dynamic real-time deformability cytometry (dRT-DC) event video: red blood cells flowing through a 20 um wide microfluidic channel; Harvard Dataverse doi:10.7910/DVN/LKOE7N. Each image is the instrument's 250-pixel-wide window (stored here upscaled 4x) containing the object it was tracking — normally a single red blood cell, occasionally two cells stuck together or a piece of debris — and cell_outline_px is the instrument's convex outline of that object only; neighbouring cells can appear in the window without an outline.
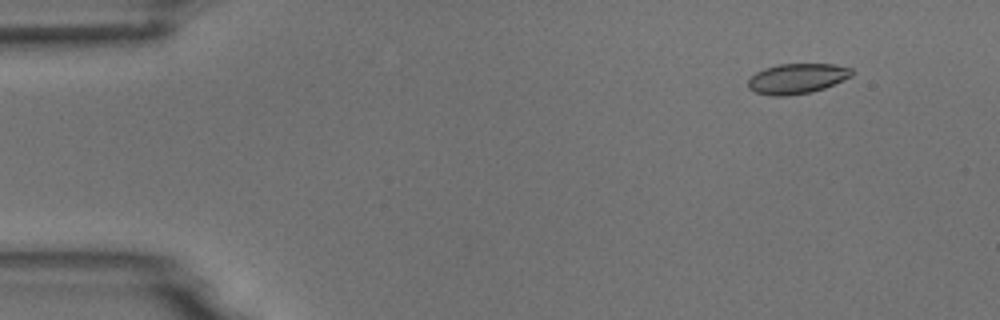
{"species": "common noctule bat (a hibernating species)", "species_latin": "Nyctalus noctula", "temperature_condition": "room temperature", "stored_images_in_passage": 6, "segment_of_instrument_passage": [2, 2], "camera_frame_rate_fps": 3000, "um_per_image_px": 0.085, "animal": {"sex": "male", "body_mass_g": 18.8}, "frame": {"image": 1, "passage_image": 6, "time_ms": 5.667, "image_size_px": [1000, 320], "cell_outline_px": [[852, 76], [824, 88], [812, 92], [784, 96], [772, 96], [756, 92], [748, 88], [748, 80], [756, 72], [764, 68], [780, 64], [836, 64], [852, 68]], "centroid_in_image_um": [67.75, 6.68], "position_along_channel_um": 17.3, "area_um2": 18.21}}